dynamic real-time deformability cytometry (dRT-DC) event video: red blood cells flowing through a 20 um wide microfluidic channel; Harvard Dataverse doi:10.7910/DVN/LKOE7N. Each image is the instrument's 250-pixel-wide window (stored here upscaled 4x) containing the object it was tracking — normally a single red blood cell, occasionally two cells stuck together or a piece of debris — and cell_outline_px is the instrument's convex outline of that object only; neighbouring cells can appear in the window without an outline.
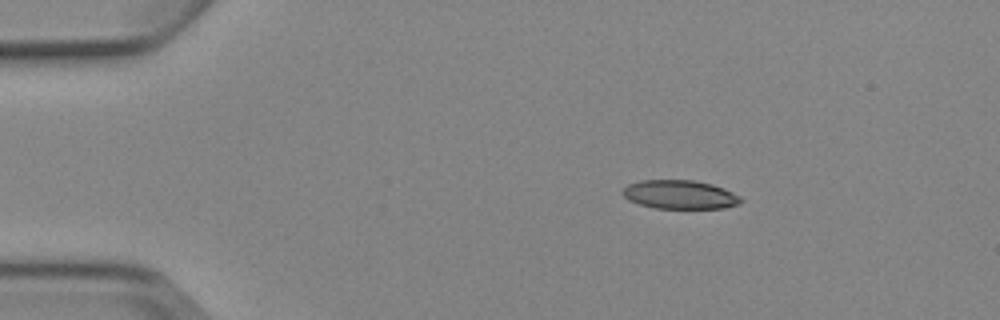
{"species": "Egyptian fruit bat (a non-hibernating species)", "species_latin": "Rousettus aegyptiacus", "temperature_condition": "cold", "stored_images_in_passage": 3, "camera_frame_rate_fps": 3000, "um_per_image_px": 0.085, "animal": {"sex": "female"}, "frame": {"image": 1, "passage_image": 1, "time_ms": 0.0, "image_size_px": [1000, 320], "cell_outline_px": [[744, 200], [740, 204], [724, 208], [656, 208], [640, 204], [628, 200], [620, 192], [628, 184], [640, 180], [692, 180], [712, 184], [724, 188], [740, 196]], "centroid_in_image_um": [57.8, 16.54], "position_along_channel_um": 27.2, "area_um2": 19.88}}